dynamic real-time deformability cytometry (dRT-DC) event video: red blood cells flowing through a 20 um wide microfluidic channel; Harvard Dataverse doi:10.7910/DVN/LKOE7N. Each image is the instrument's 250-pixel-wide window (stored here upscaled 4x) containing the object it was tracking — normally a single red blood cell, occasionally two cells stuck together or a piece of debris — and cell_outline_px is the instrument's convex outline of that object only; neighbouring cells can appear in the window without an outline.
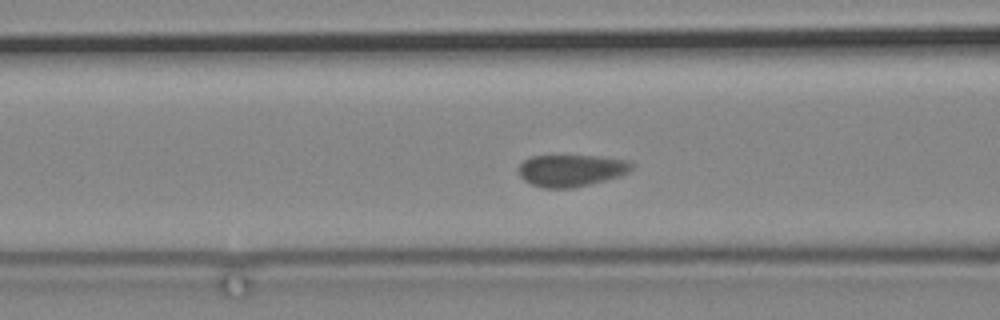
{"species": "common noctule bat (a hibernating species)", "species_latin": "Nyctalus noctula", "temperature_condition": "cold", "stored_images_in_passage": 44, "camera_frame_rate_fps": 3000, "um_per_image_px": 0.085, "animal": {"sex": "male", "body_mass_g": 19.2, "forearm_length_mm": 51.8}, "frame": {"image": 1, "passage_image": 6, "time_ms": 1.667, "image_size_px": [1000, 320], "cell_outline_px": [[636, 164], [628, 172], [620, 176], [572, 188], [544, 188], [532, 184], [524, 180], [520, 176], [516, 168], [524, 160], [532, 156], [600, 156], [632, 160]], "centroid_in_image_um": [48.58, 14.47], "position_along_channel_um": 118.0, "area_um2": 21.21}}
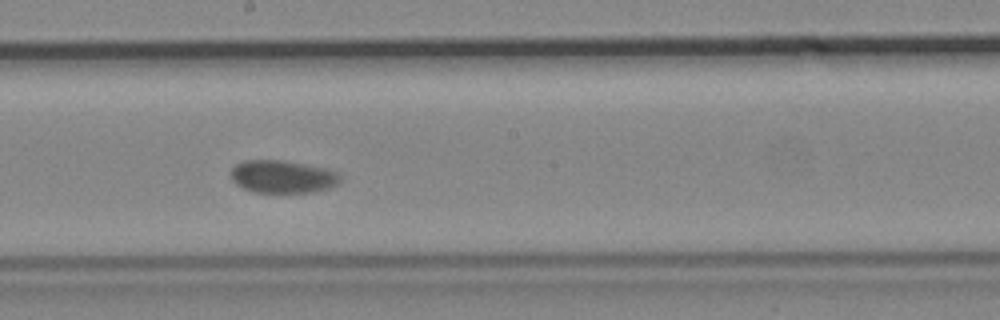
{"frame": {"image": 2, "passage_image": 16, "time_ms": 5.0, "image_size_px": [1000, 320], "cell_outline_px": [[340, 180], [336, 184], [328, 188], [312, 192], [256, 192], [244, 188], [236, 184], [232, 180], [232, 168], [236, 164], [244, 160], [284, 160], [328, 168], [336, 172], [340, 176]], "centroid_in_image_um": [24.02, 15.0], "position_along_channel_um": 224.2, "area_um2": 20.75}}
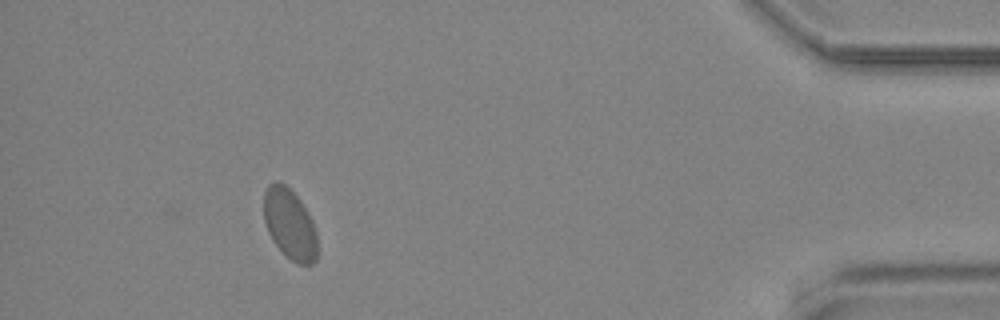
{"frame": {"image": 3, "passage_image": 39, "time_ms": 12.667, "image_size_px": [1000, 320], "cell_outline_px": [[316, 260], [312, 264], [296, 264], [272, 240], [268, 232], [264, 220], [264, 192], [268, 184], [276, 180], [280, 180], [300, 200], [312, 220], [316, 232]], "centroid_in_image_um": [24.61, 19.02], "position_along_channel_um": 410.6, "area_um2": 21.79}}